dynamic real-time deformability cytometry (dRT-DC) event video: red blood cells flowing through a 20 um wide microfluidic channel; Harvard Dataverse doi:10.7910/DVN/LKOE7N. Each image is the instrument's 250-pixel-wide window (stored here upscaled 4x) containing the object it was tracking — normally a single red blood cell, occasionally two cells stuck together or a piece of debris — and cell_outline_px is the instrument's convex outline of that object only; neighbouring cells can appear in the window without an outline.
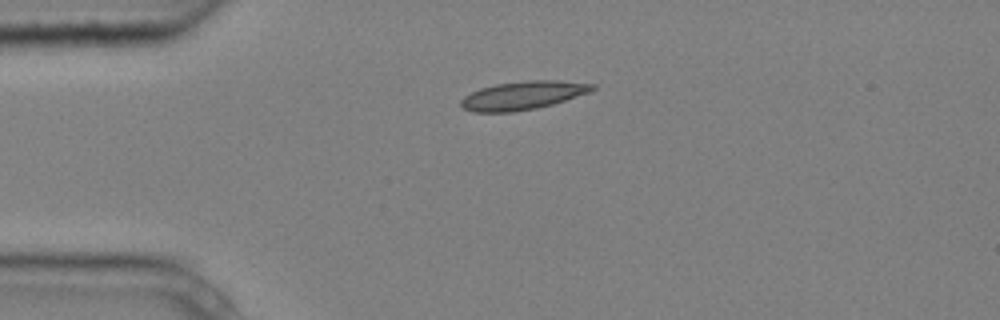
{"species": "common noctule bat (a hibernating species)", "species_latin": "Nyctalus noctula", "temperature_condition": "cold", "stored_images_in_passage": 12, "camera_frame_rate_fps": 3000, "um_per_image_px": 0.085, "animal": {"sex": "male", "body_mass_g": 20.4}, "frame": {"image": 1, "passage_image": 3, "time_ms": 0.667, "image_size_px": [1000, 320], "cell_outline_px": [[596, 88], [588, 92], [552, 104], [536, 108], [512, 112], [472, 112], [464, 108], [460, 104], [460, 100], [464, 96], [480, 88], [496, 84], [528, 80], [560, 80], [596, 84]], "centroid_in_image_um": [44.43, 8.1], "position_along_channel_um": 40.6, "area_um2": 21.62}}